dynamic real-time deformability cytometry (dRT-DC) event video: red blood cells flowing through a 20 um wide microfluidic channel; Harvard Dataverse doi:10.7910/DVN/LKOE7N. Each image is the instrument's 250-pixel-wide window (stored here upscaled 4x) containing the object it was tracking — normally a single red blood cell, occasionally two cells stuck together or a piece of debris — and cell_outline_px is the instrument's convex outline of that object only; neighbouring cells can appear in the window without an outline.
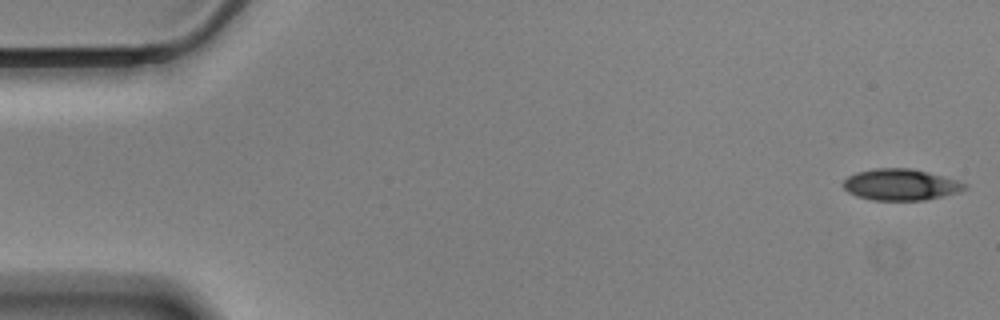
{"species": "Egyptian fruit bat (a non-hibernating species)", "species_latin": "Rousettus aegyptiacus", "temperature_condition": "cold", "stored_images_in_passage": 57, "camera_frame_rate_fps": 3000, "um_per_image_px": 0.085, "animal": {"sex": "male"}, "frame": {"image": 1, "passage_image": 1, "time_ms": 0.0, "image_size_px": [1000, 320], "cell_outline_px": [[968, 188], [960, 192], [924, 200], [872, 200], [856, 196], [848, 192], [844, 188], [844, 180], [848, 176], [856, 172], [876, 168], [912, 168], [956, 180], [968, 184]], "centroid_in_image_um": [76.56, 15.7], "position_along_channel_um": 8.4, "area_um2": 22.14}}
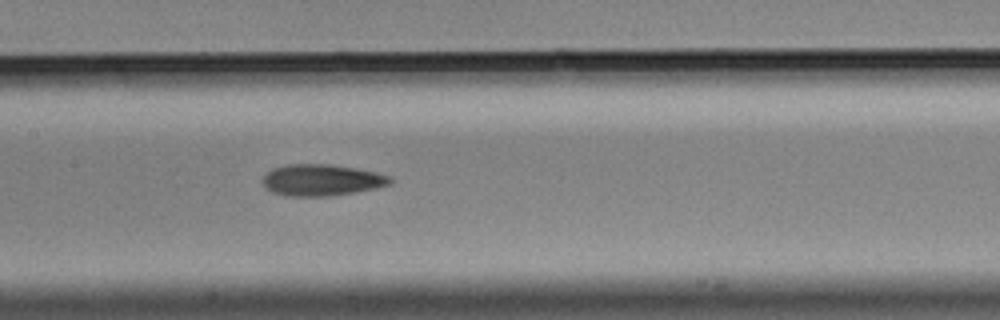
{"frame": {"image": 2, "passage_image": 27, "time_ms": 8.667, "image_size_px": [1000, 320], "cell_outline_px": [[392, 184], [376, 188], [356, 192], [332, 196], [284, 196], [272, 192], [264, 188], [264, 176], [272, 168], [288, 164], [328, 164], [356, 168], [376, 172], [392, 176]], "centroid_in_image_um": [27.36, 15.31], "position_along_channel_um": 180.0, "area_um2": 23.58}}
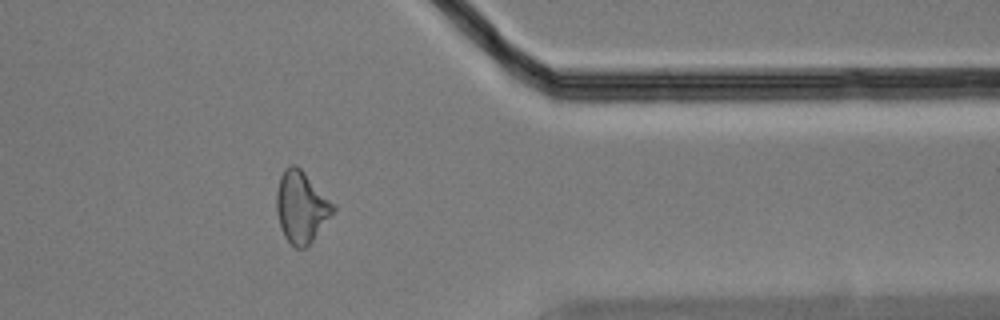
{"frame": {"image": 3, "passage_image": 46, "time_ms": 15.0, "image_size_px": [1000, 320], "cell_outline_px": [[336, 208], [312, 240], [304, 248], [296, 248], [284, 236], [280, 228], [276, 212], [276, 192], [280, 176], [284, 168], [292, 164], [296, 164], [336, 204]], "centroid_in_image_um": [25.59, 17.56], "position_along_channel_um": 385.8, "area_um2": 23.52}, "authors_computed_cell_mechanics": {"area_um2": 23.0044, "velocity_mm_per_s": 3.4792, "shape_relaxation_time_tau1_ms": 7.8289, "shape_relaxation_time_tau2_ms": 5.9735, "deformation_change_tau1": 0.1573, "deformation_change_tau2": 0.1588}}